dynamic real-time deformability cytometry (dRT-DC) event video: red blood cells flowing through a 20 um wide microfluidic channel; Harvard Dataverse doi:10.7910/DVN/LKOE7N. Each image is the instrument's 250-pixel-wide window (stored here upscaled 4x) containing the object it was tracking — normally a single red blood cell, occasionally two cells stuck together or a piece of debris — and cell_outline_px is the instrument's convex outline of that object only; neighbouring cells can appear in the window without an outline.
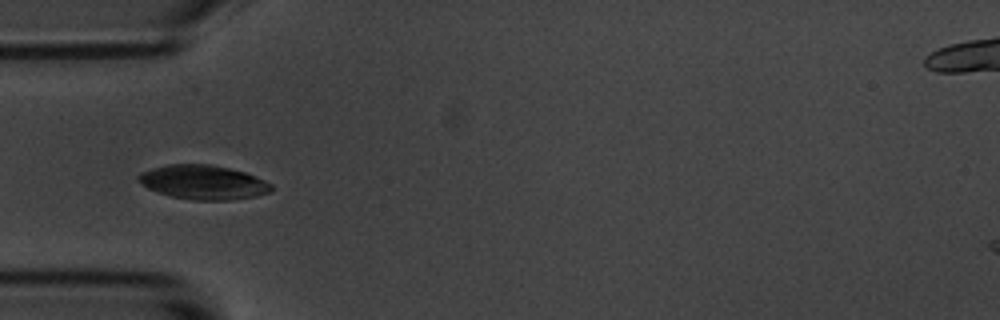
{"species": "common noctule bat (a hibernating species)", "species_latin": "Nyctalus noctula", "temperature_condition": "room temperature", "stored_images_in_passage": 56, "camera_frame_rate_fps": 3000, "um_per_image_px": 0.085, "animal": {"sex": "male", "body_mass_g": 20.1, "forearm_length_mm": 53.5}, "frame": {"image": 1, "passage_image": 17, "time_ms": 5.333, "image_size_px": [1000, 320], "cell_outline_px": [[272, 192], [256, 196], [232, 200], [192, 200], [172, 196], [156, 192], [148, 188], [136, 180], [136, 176], [140, 172], [152, 168], [168, 164], [212, 164], [244, 172], [264, 180], [272, 184]], "centroid_in_image_um": [17.25, 15.49], "position_along_channel_um": 67.7, "area_um2": 26.65}}
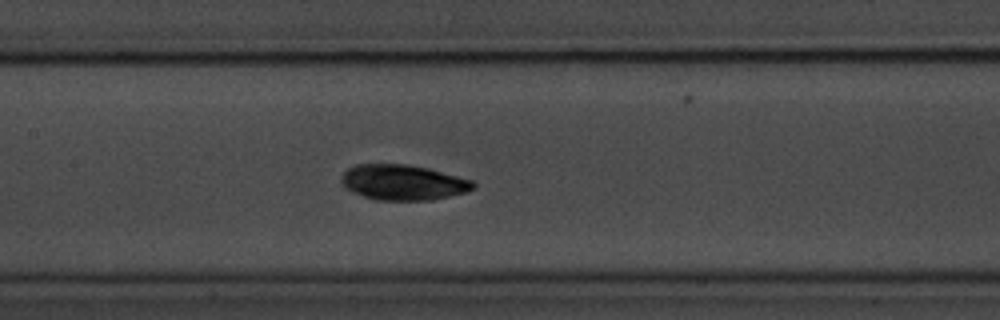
{"frame": {"image": 2, "passage_image": 26, "time_ms": 8.333, "image_size_px": [1000, 320], "cell_outline_px": [[476, 184], [468, 192], [432, 200], [376, 200], [352, 192], [344, 188], [340, 180], [340, 176], [348, 168], [356, 164], [408, 164], [428, 168], [472, 180]], "centroid_in_image_um": [34.23, 15.5], "position_along_channel_um": 173.2, "area_um2": 27.34}}
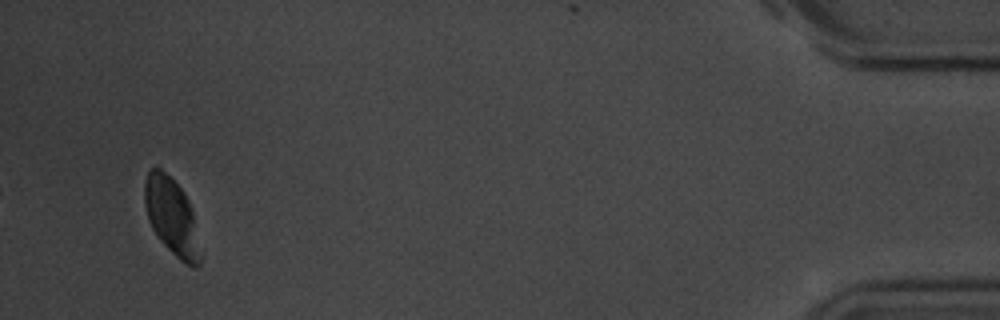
{"frame": {"image": 3, "passage_image": 54, "time_ms": 17.667, "image_size_px": [1000, 320], "cell_outline_px": [[204, 256], [200, 264], [196, 268], [192, 268], [180, 260], [156, 236], [148, 220], [144, 204], [144, 180], [148, 172], [152, 168], [160, 168], [184, 192], [188, 200], [192, 212]], "centroid_in_image_um": [14.62, 18.48], "position_along_channel_um": 420.6, "area_um2": 25.32}, "authors_computed_cell_mechanics": {"area_um2": 26.7036, "velocity_mm_per_s": 3.4874, "shape_relaxation_time_tau1_ms": 6.7589, "shape_relaxation_time_tau2_ms": null, "deformation_change_tau1": 0.0997, "deformation_change_tau2": null}}